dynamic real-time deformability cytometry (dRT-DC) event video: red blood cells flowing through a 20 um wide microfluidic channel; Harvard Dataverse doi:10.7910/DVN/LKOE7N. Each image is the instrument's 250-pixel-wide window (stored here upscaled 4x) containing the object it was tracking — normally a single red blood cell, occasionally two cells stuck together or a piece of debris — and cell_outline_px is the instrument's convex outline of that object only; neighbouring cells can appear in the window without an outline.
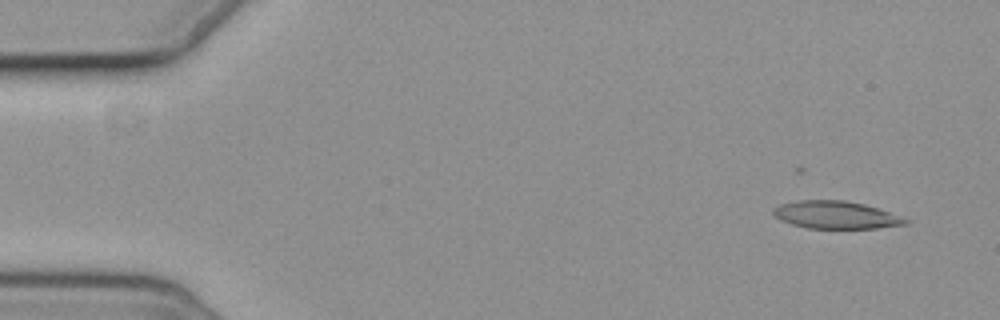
{"species": "common noctule bat (a hibernating species)", "species_latin": "Nyctalus noctula", "temperature_condition": "cold", "stored_images_in_passage": 7, "camera_frame_rate_fps": 3000, "um_per_image_px": 0.085, "animal": {"sex": "female", "body_mass_g": 19.3, "forearm_length_mm": 54.1}, "frame": {"image": 1, "passage_image": 2, "time_ms": 1.333, "image_size_px": [1000, 320], "cell_outline_px": [[908, 224], [876, 228], [808, 228], [792, 224], [780, 220], [772, 212], [772, 208], [780, 204], [800, 200], [844, 200], [864, 204], [888, 212], [908, 220]], "centroid_in_image_um": [71.0, 18.26], "position_along_channel_um": 14.0, "area_um2": 20.98}}
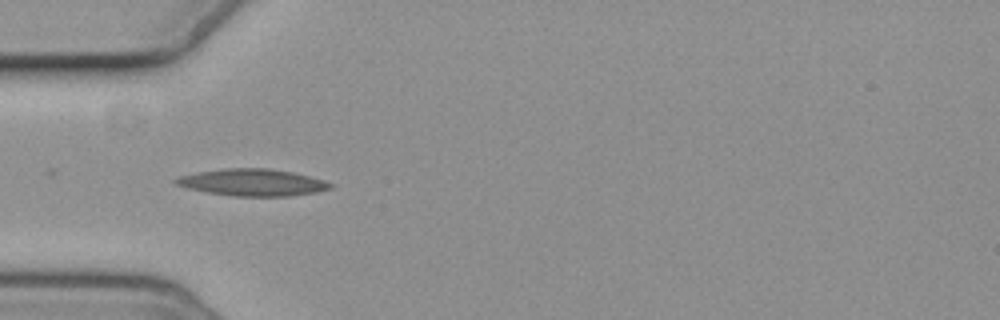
{"frame": {"image": 2, "passage_image": 6, "time_ms": 6.0, "image_size_px": [1000, 320], "cell_outline_px": [[332, 188], [316, 192], [288, 196], [232, 196], [208, 192], [188, 188], [176, 184], [172, 180], [180, 176], [200, 172], [224, 168], [268, 168], [292, 172], [324, 180], [332, 184]], "centroid_in_image_um": [21.47, 15.5], "position_along_channel_um": 63.5, "area_um2": 23.99}}
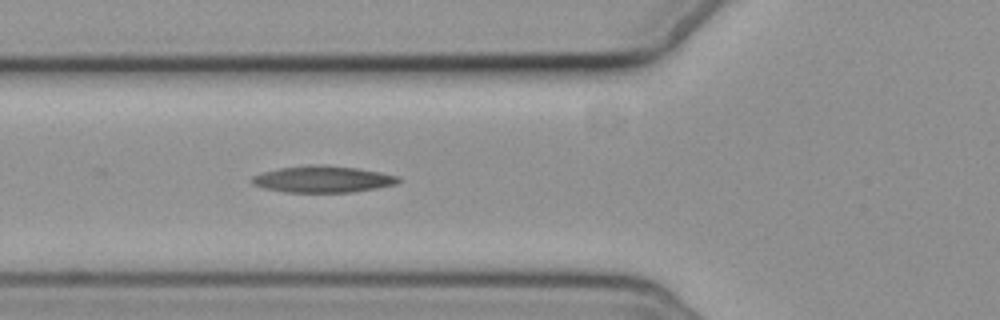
{"frame": {"image": 3, "passage_image": 7, "time_ms": 7.0, "image_size_px": [1000, 320], "cell_outline_px": [[400, 180], [396, 184], [376, 188], [352, 192], [284, 192], [264, 188], [252, 184], [248, 180], [252, 176], [264, 172], [280, 168], [312, 164], [324, 164], [356, 168], [380, 172], [396, 176]], "centroid_in_image_um": [27.38, 15.23], "position_along_channel_um": 98.4, "area_um2": 22.66}}